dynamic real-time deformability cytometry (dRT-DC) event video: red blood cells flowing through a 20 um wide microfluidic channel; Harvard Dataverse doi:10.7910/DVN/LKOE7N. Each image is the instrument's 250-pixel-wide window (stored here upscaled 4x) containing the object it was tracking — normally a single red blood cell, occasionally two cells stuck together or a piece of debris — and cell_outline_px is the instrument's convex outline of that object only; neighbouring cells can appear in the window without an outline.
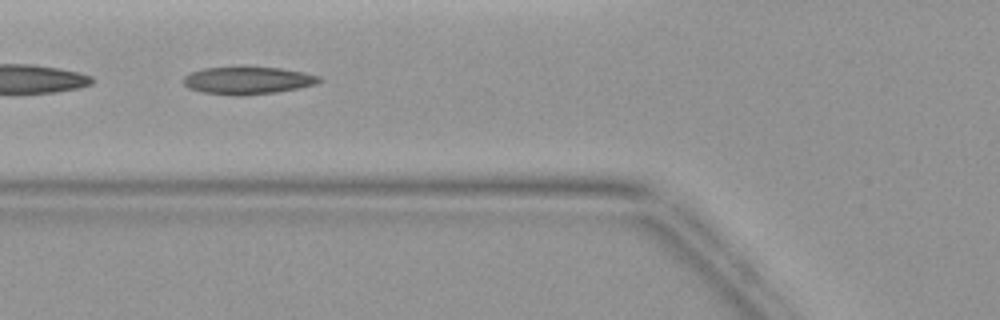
{"species": "common noctule bat (a hibernating species)", "species_latin": "Nyctalus noctula", "temperature_condition": "warm", "stored_images_in_passage": 4, "camera_frame_rate_fps": 3000, "um_per_image_px": 0.085, "animal": {"sex": "female", "body_mass_g": 19.9}, "frame": {"image": 1, "passage_image": 4, "time_ms": 4.333, "image_size_px": [1000, 320], "cell_outline_px": [[324, 80], [316, 84], [276, 92], [204, 92], [188, 88], [180, 80], [184, 76], [192, 72], [204, 68], [240, 64], [280, 68], [304, 72], [320, 76]], "centroid_in_image_um": [21.06, 6.73], "position_along_channel_um": 104.7, "area_um2": 21.5}}